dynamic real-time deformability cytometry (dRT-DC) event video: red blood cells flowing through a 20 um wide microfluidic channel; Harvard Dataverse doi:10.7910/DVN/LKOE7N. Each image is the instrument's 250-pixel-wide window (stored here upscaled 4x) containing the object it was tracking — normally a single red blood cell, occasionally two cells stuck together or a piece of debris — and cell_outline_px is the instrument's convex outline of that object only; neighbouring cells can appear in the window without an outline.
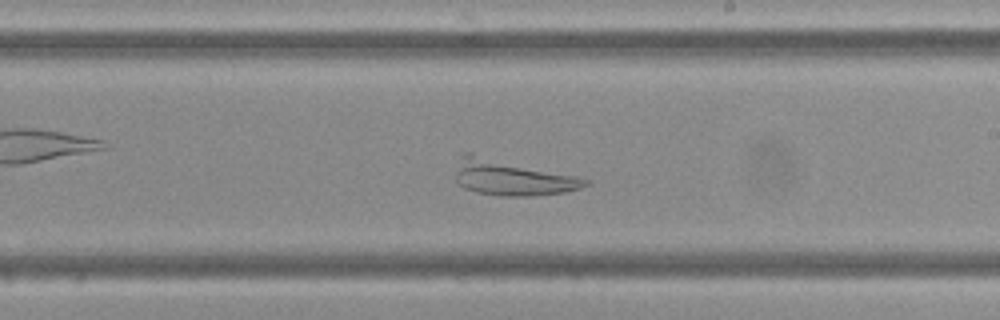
{"species": "Egyptian fruit bat (a non-hibernating species)", "species_latin": "Rousettus aegyptiacus", "temperature_condition": "cold", "stored_images_in_passage": 40, "camera_frame_rate_fps": 3000, "um_per_image_px": 0.085, "frame": {"image": 1, "passage_image": 23, "time_ms": 7.333, "image_size_px": [1000, 320], "cell_outline_px": [[592, 184], [580, 188], [564, 192], [532, 196], [500, 196], [476, 192], [464, 188], [456, 180], [456, 172], [464, 152], [472, 152], [580, 176], [592, 180]], "centroid_in_image_um": [43.6, 15.08], "position_along_channel_um": 245.4, "area_um2": 27.46}}
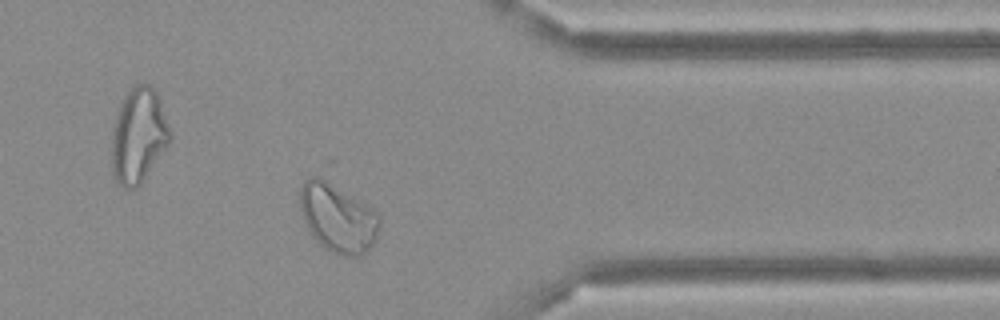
{"frame": {"image": 2, "passage_image": 34, "time_ms": 11.0, "image_size_px": [1000, 320], "cell_outline_px": [[380, 228], [372, 244], [360, 256], [344, 256], [324, 248], [308, 232], [300, 208], [300, 188], [304, 180], [320, 172], [324, 172], [368, 204], [380, 216]], "centroid_in_image_um": [28.69, 18.39], "position_along_channel_um": 382.7, "area_um2": 33.18}}